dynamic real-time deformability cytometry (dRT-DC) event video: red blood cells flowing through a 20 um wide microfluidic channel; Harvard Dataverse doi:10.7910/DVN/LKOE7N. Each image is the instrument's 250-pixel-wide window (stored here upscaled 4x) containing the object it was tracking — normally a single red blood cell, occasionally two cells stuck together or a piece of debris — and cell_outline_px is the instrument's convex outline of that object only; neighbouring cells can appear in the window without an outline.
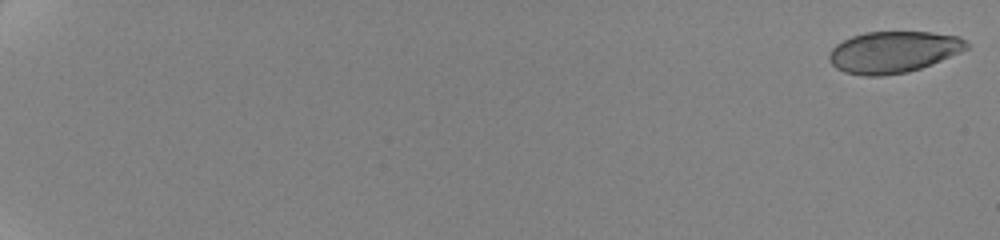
{"species": "human", "species_latin": "Homo sapiens", "temperature_condition": "cold", "stored_images_in_passage": 25, "camera_frame_rate_fps": 3000, "um_per_image_px": 0.085, "donor": {"sex": "female"}, "frame": {"image": 1, "passage_image": 1, "time_ms": 0.0, "image_size_px": [1000, 240], "cell_outline_px": [[968, 48], [960, 52], [920, 68], [908, 72], [880, 76], [864, 76], [844, 72], [836, 68], [828, 60], [828, 52], [836, 44], [852, 36], [864, 32], [932, 32], [960, 36], [968, 44]], "centroid_in_image_um": [75.89, 4.42], "position_along_channel_um": 9.1, "area_um2": 33.23}}
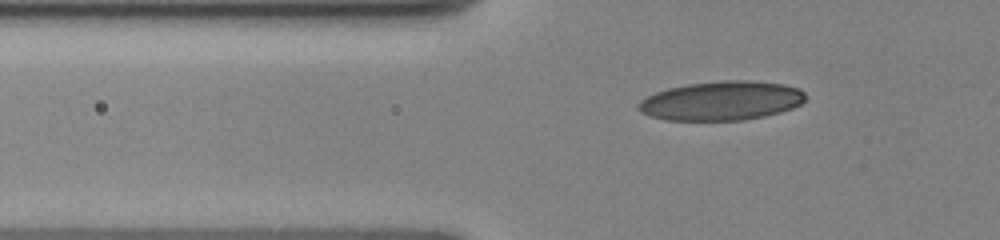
{"frame": {"image": 2, "passage_image": 22, "time_ms": 7.667, "image_size_px": [1000, 240], "cell_outline_px": [[804, 100], [800, 104], [792, 108], [780, 112], [764, 116], [744, 120], [664, 120], [640, 112], [636, 104], [640, 100], [656, 92], [668, 88], [688, 84], [724, 80], [748, 80], [784, 84], [800, 88], [804, 92]], "centroid_in_image_um": [61.32, 8.56], "position_along_channel_um": 64.5, "area_um2": 38.09}}